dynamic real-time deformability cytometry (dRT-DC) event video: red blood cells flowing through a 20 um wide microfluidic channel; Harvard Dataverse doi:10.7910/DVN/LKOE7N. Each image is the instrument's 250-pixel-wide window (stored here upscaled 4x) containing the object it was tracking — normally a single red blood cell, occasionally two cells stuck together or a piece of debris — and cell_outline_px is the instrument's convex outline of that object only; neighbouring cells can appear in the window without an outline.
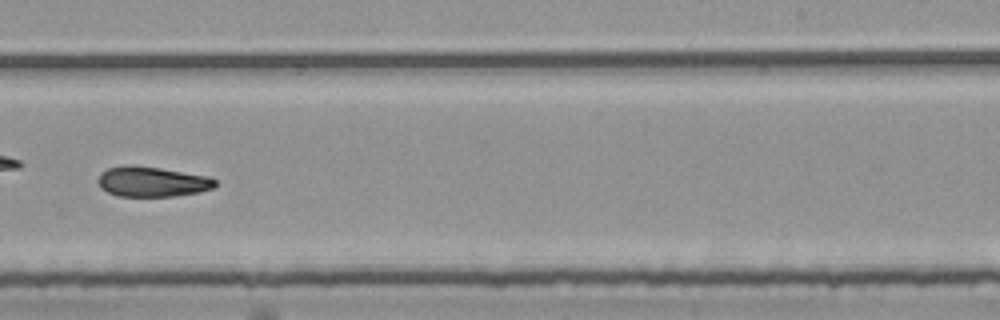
{"species": "common noctule bat (a hibernating species)", "species_latin": "Nyctalus noctula", "temperature_condition": "room temperature", "stored_images_in_passage": 31, "camera_frame_rate_fps": 3000, "um_per_image_px": 0.085, "animal": {"sex": "female", "body_mass_g": 25.1}, "frame": {"image": 1, "passage_image": 18, "time_ms": 5.667, "image_size_px": [1000, 320], "cell_outline_px": [[220, 184], [216, 188], [200, 192], [172, 196], [116, 196], [100, 188], [96, 180], [100, 172], [108, 168], [124, 164], [128, 164], [160, 168], [204, 176], [216, 180]], "centroid_in_image_um": [12.89, 15.44], "position_along_channel_um": 276.1, "area_um2": 20.81}}